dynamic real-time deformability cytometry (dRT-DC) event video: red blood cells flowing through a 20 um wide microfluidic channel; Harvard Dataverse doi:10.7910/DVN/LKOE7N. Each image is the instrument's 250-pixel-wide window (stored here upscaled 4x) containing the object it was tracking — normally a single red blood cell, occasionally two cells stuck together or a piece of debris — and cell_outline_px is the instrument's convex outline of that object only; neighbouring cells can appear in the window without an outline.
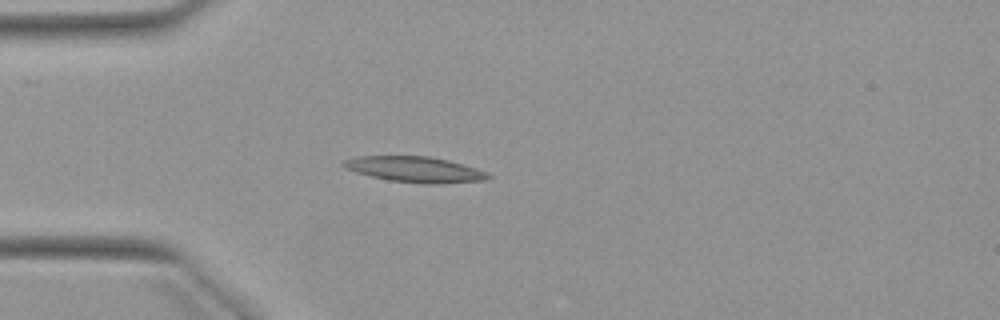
{"species": "Egyptian fruit bat (a non-hibernating species)", "species_latin": "Rousettus aegyptiacus", "temperature_condition": "warm", "stored_images_in_passage": 4, "camera_frame_rate_fps": 3000, "um_per_image_px": 0.085, "animal": {"sex": "female"}, "frame": {"image": 1, "passage_image": 4, "time_ms": 3.333, "image_size_px": [1000, 320], "cell_outline_px": [[492, 176], [484, 180], [436, 184], [424, 184], [392, 180], [372, 176], [356, 172], [340, 164], [344, 160], [360, 156], [428, 156], [448, 160], [464, 164], [488, 172]], "centroid_in_image_um": [35.32, 14.39], "position_along_channel_um": 49.7, "area_um2": 21.39}}